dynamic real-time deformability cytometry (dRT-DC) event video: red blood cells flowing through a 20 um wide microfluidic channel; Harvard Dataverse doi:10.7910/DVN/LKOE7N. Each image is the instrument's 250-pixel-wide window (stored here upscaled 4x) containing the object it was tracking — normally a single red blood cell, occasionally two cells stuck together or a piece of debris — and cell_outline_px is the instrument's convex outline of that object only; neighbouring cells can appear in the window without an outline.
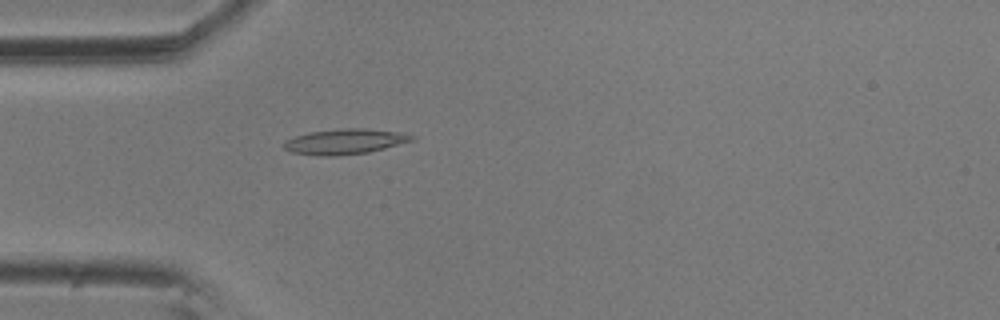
{"species": "common noctule bat (a hibernating species)", "species_latin": "Nyctalus noctula", "temperature_condition": "room temperature", "stored_images_in_passage": 4, "camera_frame_rate_fps": 3000, "um_per_image_px": 0.085, "animal": {"sex": "male", "body_mass_g": 20.5, "forearm_length_mm": 52.5}, "frame": {"image": 1, "passage_image": 4, "time_ms": 1.0, "image_size_px": [1000, 320], "cell_outline_px": [[416, 140], [368, 152], [332, 156], [320, 156], [292, 152], [284, 148], [284, 140], [308, 132], [340, 128], [364, 128], [404, 132], [416, 136]], "centroid_in_image_um": [29.36, 12.01], "position_along_channel_um": 55.6, "area_um2": 19.02}}